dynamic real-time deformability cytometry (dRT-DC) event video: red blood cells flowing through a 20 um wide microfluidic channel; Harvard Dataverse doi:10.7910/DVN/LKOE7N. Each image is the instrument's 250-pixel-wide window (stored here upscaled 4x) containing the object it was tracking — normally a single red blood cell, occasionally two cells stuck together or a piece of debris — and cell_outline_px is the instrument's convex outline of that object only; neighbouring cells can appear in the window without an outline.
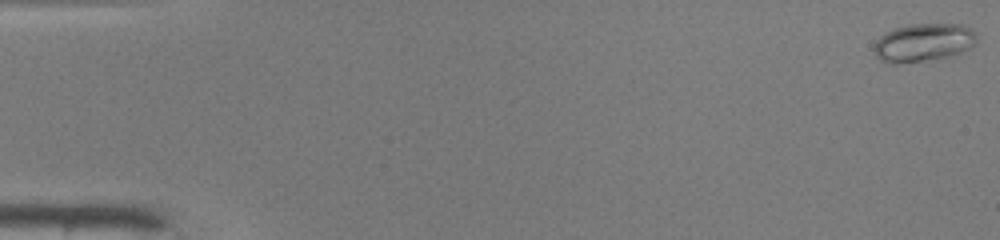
{"species": "common noctule bat (a hibernating species)", "species_latin": "Nyctalus noctula", "temperature_condition": "warm", "stored_images_in_passage": 49, "camera_frame_rate_fps": 3000, "um_per_image_px": 0.085, "animal": {"sex": "male", "body_mass_g": 19.0, "forearm_length_mm": 50.8}, "frame": {"image": 1, "passage_image": 1, "time_ms": 0.0, "image_size_px": [1000, 240], "cell_outline_px": [[976, 44], [972, 48], [948, 56], [896, 64], [888, 64], [880, 60], [876, 56], [876, 40], [884, 32], [908, 24], [964, 24], [972, 28], [976, 32]], "centroid_in_image_um": [78.52, 3.6], "position_along_channel_um": 6.5, "area_um2": 22.83}}
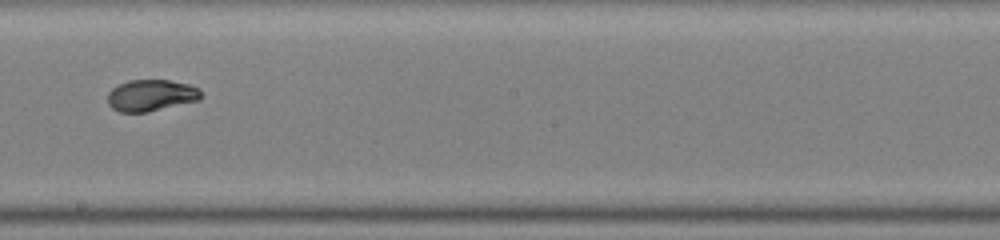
{"frame": {"image": 2, "passage_image": 29, "time_ms": 9.333, "image_size_px": [1000, 240], "cell_outline_px": [[200, 100], [148, 112], [120, 112], [112, 108], [108, 104], [108, 92], [112, 88], [128, 80], [168, 80], [188, 84], [200, 88]], "centroid_in_image_um": [12.83, 8.11], "position_along_channel_um": 235.4, "area_um2": 17.17}}
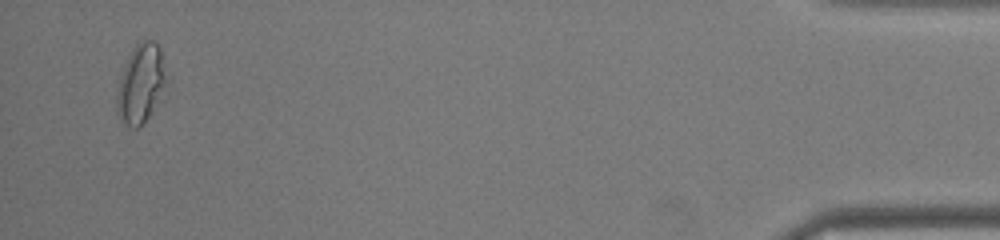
{"frame": {"image": 3, "passage_image": 48, "time_ms": 15.667, "image_size_px": [1000, 240], "cell_outline_px": [[168, 80], [148, 116], [136, 128], [132, 128], [120, 116], [116, 108], [116, 100], [120, 76], [128, 56], [132, 48], [140, 40], [156, 40], [160, 48]], "centroid_in_image_um": [11.97, 7.01], "position_along_channel_um": 423.2, "area_um2": 22.25}, "authors_computed_cell_mechanics": {"area_um2": 17.918, "velocity_mm_per_s": 4.1753, "shape_relaxation_time_tau1_ms": 8.2816, "shape_relaxation_time_tau2_ms": 1.2928, "deformation_change_tau1": 0.2574, "deformation_change_tau2": 0.0268}}